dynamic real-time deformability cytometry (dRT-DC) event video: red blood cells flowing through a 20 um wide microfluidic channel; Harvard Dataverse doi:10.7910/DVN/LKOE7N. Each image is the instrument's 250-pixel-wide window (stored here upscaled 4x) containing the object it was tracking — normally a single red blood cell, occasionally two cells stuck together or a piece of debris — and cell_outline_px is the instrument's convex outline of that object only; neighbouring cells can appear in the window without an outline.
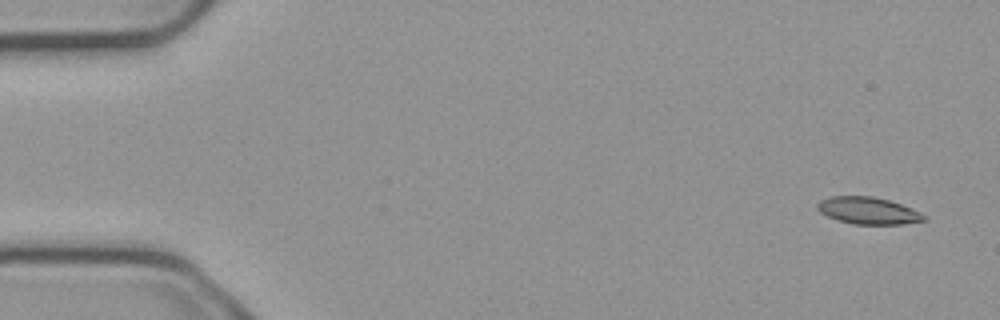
{"species": "common noctule bat (a hibernating species)", "species_latin": "Nyctalus noctula", "temperature_condition": "cold", "stored_images_in_passage": 54, "camera_frame_rate_fps": 3000, "um_per_image_px": 0.085, "animal": {"sex": "male", "body_mass_g": 23.1, "forearm_length_mm": 52.7}, "frame": {"image": 1, "passage_image": 2, "time_ms": 0.333, "image_size_px": [1000, 320], "cell_outline_px": [[924, 220], [900, 224], [852, 224], [828, 216], [820, 212], [816, 208], [816, 204], [820, 200], [832, 196], [872, 196], [888, 200], [912, 208], [920, 212], [924, 216]], "centroid_in_image_um": [73.75, 17.89], "position_along_channel_um": 11.3, "area_um2": 16.53}}
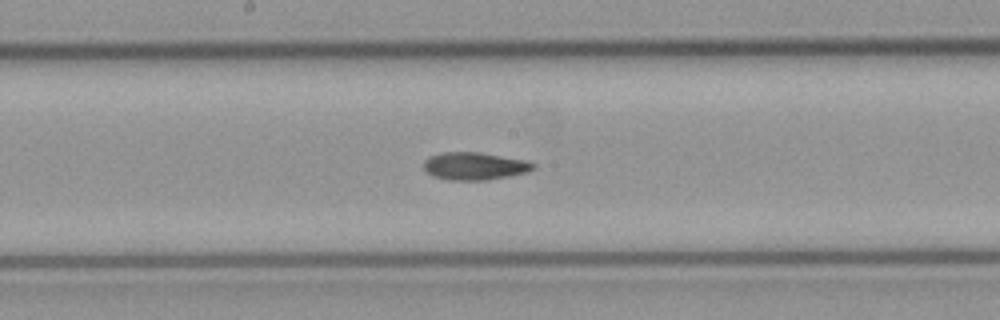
{"frame": {"image": 2, "passage_image": 28, "time_ms": 9.0, "image_size_px": [1000, 320], "cell_outline_px": [[536, 168], [528, 172], [488, 180], [448, 180], [432, 176], [424, 168], [424, 160], [428, 156], [440, 152], [480, 152], [528, 160], [536, 164]], "centroid_in_image_um": [40.36, 14.11], "position_along_channel_um": 207.8, "area_um2": 17.92}}
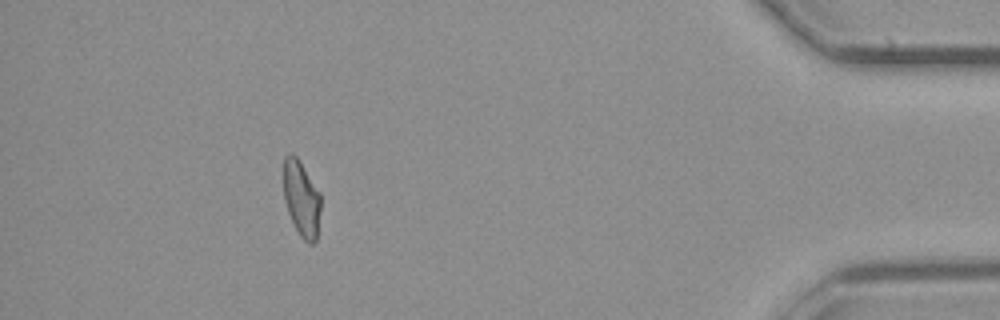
{"frame": {"image": 3, "passage_image": 49, "time_ms": 16.0, "image_size_px": [1000, 320], "cell_outline_px": [[320, 208], [316, 240], [312, 244], [308, 244], [300, 236], [288, 212], [284, 200], [284, 156], [288, 152], [292, 152], [296, 156], [320, 192]], "centroid_in_image_um": [25.61, 16.87], "position_along_channel_um": 409.6, "area_um2": 16.3}, "authors_computed_cell_mechanics": {"area_um2": 17.2822, "velocity_mm_per_s": 3.7404, "shape_relaxation_time_tau1_ms": 9.0297, "shape_relaxation_time_tau2_ms": 3.2087, "deformation_change_tau1": 0.1913, "deformation_change_tau2": 0.0889}}